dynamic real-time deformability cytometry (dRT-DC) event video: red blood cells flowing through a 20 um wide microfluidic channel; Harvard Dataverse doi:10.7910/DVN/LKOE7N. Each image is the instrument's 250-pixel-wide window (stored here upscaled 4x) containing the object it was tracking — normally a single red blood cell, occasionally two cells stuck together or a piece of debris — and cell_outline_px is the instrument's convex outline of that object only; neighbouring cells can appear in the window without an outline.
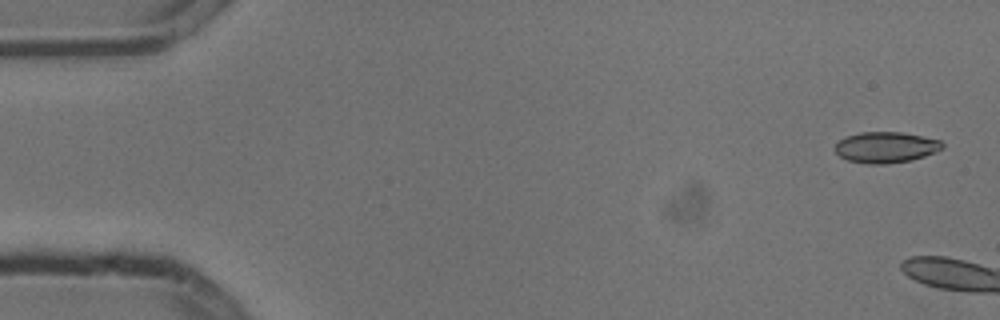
{"species": "common noctule bat (a hibernating species)", "species_latin": "Nyctalus noctula", "temperature_condition": "cold", "stored_images_in_passage": 4, "camera_frame_rate_fps": 3000, "um_per_image_px": 0.085, "animal": {"sex": "male", "body_mass_g": 13.3}, "frame": {"image": 1, "passage_image": 1, "time_ms": 0.0, "image_size_px": [1000, 320], "cell_outline_px": [[944, 148], [924, 156], [912, 160], [888, 164], [868, 164], [848, 160], [840, 156], [832, 148], [844, 136], [860, 132], [900, 132], [924, 136], [940, 140], [944, 144]], "centroid_in_image_um": [75.28, 12.52], "position_along_channel_um": 9.7, "area_um2": 19.54}}